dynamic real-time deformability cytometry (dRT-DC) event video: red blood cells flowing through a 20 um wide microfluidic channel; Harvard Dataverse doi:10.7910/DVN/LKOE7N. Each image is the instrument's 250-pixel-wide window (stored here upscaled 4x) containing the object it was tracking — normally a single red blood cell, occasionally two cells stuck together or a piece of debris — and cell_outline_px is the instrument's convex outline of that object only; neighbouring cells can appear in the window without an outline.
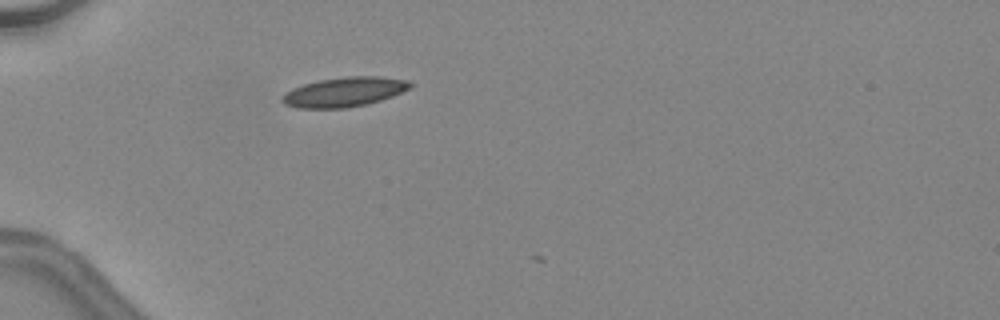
{"species": "common noctule bat (a hibernating species)", "species_latin": "Nyctalus noctula", "temperature_condition": "warm", "stored_images_in_passage": 2, "camera_frame_rate_fps": 3000, "um_per_image_px": 0.085, "animal": {"sex": "female", "body_mass_g": 24.6, "forearm_length_mm": 56.2}, "frame": {"image": 1, "passage_image": 1, "time_ms": 0.0, "image_size_px": [1000, 320], "cell_outline_px": [[412, 84], [408, 88], [392, 96], [368, 104], [344, 108], [296, 108], [284, 104], [280, 100], [280, 96], [284, 92], [292, 88], [304, 84], [320, 80], [348, 76], [380, 76], [408, 80]], "centroid_in_image_um": [29.2, 7.82], "position_along_channel_um": 55.8, "area_um2": 22.08}}